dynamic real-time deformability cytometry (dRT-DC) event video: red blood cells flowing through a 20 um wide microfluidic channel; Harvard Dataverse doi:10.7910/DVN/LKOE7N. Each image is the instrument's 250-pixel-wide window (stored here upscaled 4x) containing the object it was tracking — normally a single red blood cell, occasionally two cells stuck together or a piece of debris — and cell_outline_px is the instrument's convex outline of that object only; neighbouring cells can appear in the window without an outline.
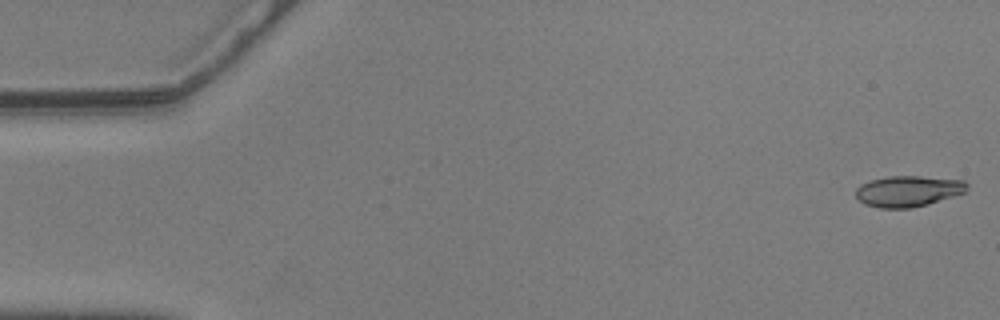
{"species": "common noctule bat (a hibernating species)", "species_latin": "Nyctalus noctula", "temperature_condition": "warm", "stored_images_in_passage": 56, "camera_frame_rate_fps": 3000, "um_per_image_px": 0.085, "animal": {"sex": "male", "body_mass_g": 20.5, "forearm_length_mm": 52.5}, "frame": {"image": 1, "passage_image": 1, "time_ms": 0.0, "image_size_px": [1000, 320], "cell_outline_px": [[968, 188], [964, 192], [928, 204], [912, 208], [880, 208], [864, 204], [856, 196], [856, 188], [860, 184], [872, 180], [888, 176], [920, 176], [964, 180], [968, 184]], "centroid_in_image_um": [77.18, 16.24], "position_along_channel_um": 7.8, "area_um2": 20.0}}
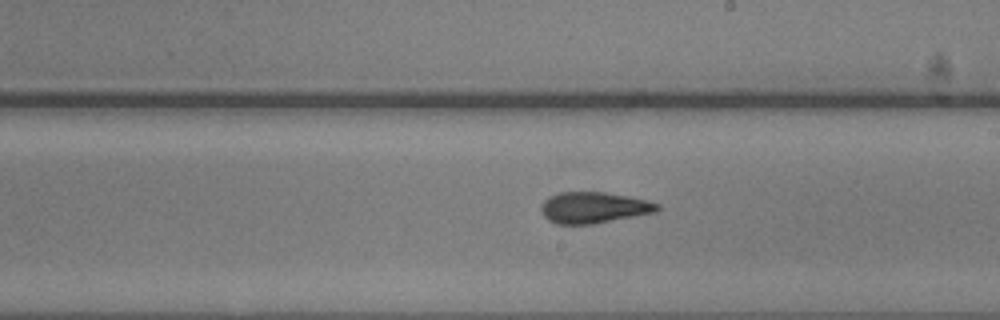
{"frame": {"image": 2, "passage_image": 32, "time_ms": 10.333, "image_size_px": [1000, 320], "cell_outline_px": [[660, 208], [656, 212], [592, 224], [556, 224], [548, 220], [544, 216], [540, 208], [544, 200], [560, 192], [604, 192], [628, 196], [648, 200], [660, 204]], "centroid_in_image_um": [50.48, 17.64], "position_along_channel_um": 238.5, "area_um2": 21.04}}
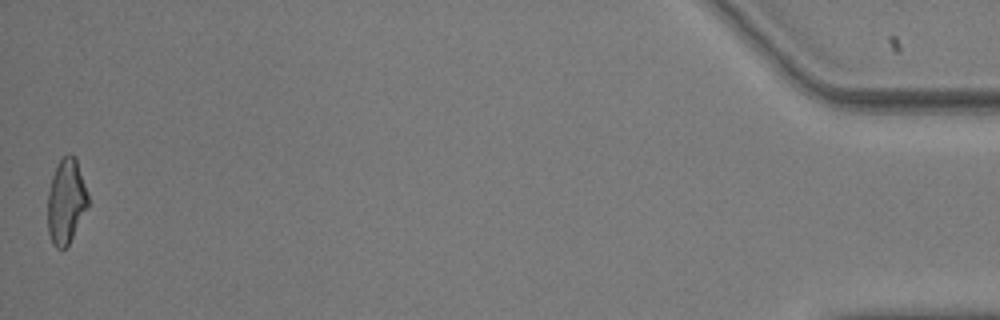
{"frame": {"image": 3, "passage_image": 56, "time_ms": 18.333, "image_size_px": [1000, 320], "cell_outline_px": [[88, 208], [68, 244], [64, 248], [56, 248], [52, 244], [48, 232], [48, 192], [52, 176], [56, 164], [68, 152], [76, 156], [88, 192]], "centroid_in_image_um": [5.63, 17.07], "position_along_channel_um": 429.6, "area_um2": 20.17}, "authors_computed_cell_mechanics": {"area_um2": 20.6346, "velocity_mm_per_s": 3.5945, "shape_relaxation_time_tau1_ms": 3.2146, "shape_relaxation_time_tau2_ms": 2.3801, "deformation_change_tau1": 0.1558, "deformation_change_tau2": 0.117}}